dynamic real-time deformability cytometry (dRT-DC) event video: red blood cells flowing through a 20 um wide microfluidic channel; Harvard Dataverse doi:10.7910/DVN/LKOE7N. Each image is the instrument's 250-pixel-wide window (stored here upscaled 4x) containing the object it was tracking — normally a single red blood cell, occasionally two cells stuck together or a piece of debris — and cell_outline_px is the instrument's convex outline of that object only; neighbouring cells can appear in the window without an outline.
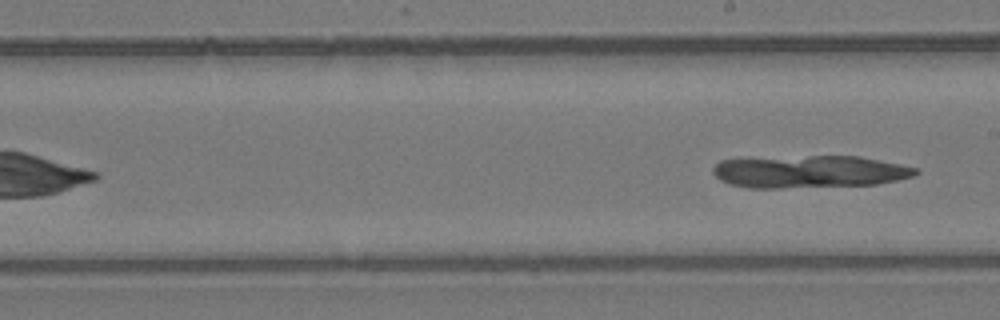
{"species": "common noctule bat (a hibernating species)", "species_latin": "Nyctalus noctula", "temperature_condition": "room temperature", "stored_images_in_passage": 8, "segment_of_instrument_passage": [2, 2], "camera_frame_rate_fps": 3000, "um_per_image_px": 0.085, "animal": {"sex": "female", "body_mass_g": 24.6, "forearm_length_mm": 56.2}, "frame": {"image": 1, "passage_image": 8, "time_ms": 2.333, "image_size_px": [1000, 320], "cell_outline_px": [[920, 172], [912, 176], [896, 180], [876, 184], [780, 188], [748, 188], [728, 184], [720, 180], [712, 172], [712, 168], [720, 160], [808, 156], [860, 156], [920, 168]], "centroid_in_image_um": [68.81, 14.59], "position_along_channel_um": 220.2, "area_um2": 38.21}}